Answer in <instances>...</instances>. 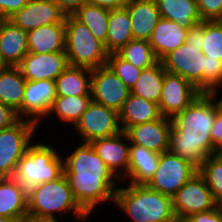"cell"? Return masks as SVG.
Segmentation results:
<instances>
[{
    "mask_svg": "<svg viewBox=\"0 0 222 222\" xmlns=\"http://www.w3.org/2000/svg\"><path fill=\"white\" fill-rule=\"evenodd\" d=\"M63 174L74 198L89 216L97 204L114 202L119 179L90 143L82 142L63 159Z\"/></svg>",
    "mask_w": 222,
    "mask_h": 222,
    "instance_id": "obj_1",
    "label": "cell"
},
{
    "mask_svg": "<svg viewBox=\"0 0 222 222\" xmlns=\"http://www.w3.org/2000/svg\"><path fill=\"white\" fill-rule=\"evenodd\" d=\"M218 108L213 95L202 92L172 118L169 151L199 169L214 151L210 131Z\"/></svg>",
    "mask_w": 222,
    "mask_h": 222,
    "instance_id": "obj_2",
    "label": "cell"
},
{
    "mask_svg": "<svg viewBox=\"0 0 222 222\" xmlns=\"http://www.w3.org/2000/svg\"><path fill=\"white\" fill-rule=\"evenodd\" d=\"M118 187L114 205L132 222H177L172 197L149 188L146 184Z\"/></svg>",
    "mask_w": 222,
    "mask_h": 222,
    "instance_id": "obj_3",
    "label": "cell"
},
{
    "mask_svg": "<svg viewBox=\"0 0 222 222\" xmlns=\"http://www.w3.org/2000/svg\"><path fill=\"white\" fill-rule=\"evenodd\" d=\"M72 212L75 218L86 221L89 215L79 206L62 174L58 179L34 185L28 189V215L54 218L58 212Z\"/></svg>",
    "mask_w": 222,
    "mask_h": 222,
    "instance_id": "obj_4",
    "label": "cell"
},
{
    "mask_svg": "<svg viewBox=\"0 0 222 222\" xmlns=\"http://www.w3.org/2000/svg\"><path fill=\"white\" fill-rule=\"evenodd\" d=\"M47 143H33L19 160L14 178L26 189L58 179L63 174V157Z\"/></svg>",
    "mask_w": 222,
    "mask_h": 222,
    "instance_id": "obj_5",
    "label": "cell"
},
{
    "mask_svg": "<svg viewBox=\"0 0 222 222\" xmlns=\"http://www.w3.org/2000/svg\"><path fill=\"white\" fill-rule=\"evenodd\" d=\"M65 36V52L70 66L94 70L106 65L109 53L104 43L73 15L66 16Z\"/></svg>",
    "mask_w": 222,
    "mask_h": 222,
    "instance_id": "obj_6",
    "label": "cell"
},
{
    "mask_svg": "<svg viewBox=\"0 0 222 222\" xmlns=\"http://www.w3.org/2000/svg\"><path fill=\"white\" fill-rule=\"evenodd\" d=\"M38 124L20 119L13 126L0 130V178L14 176L19 160L32 144Z\"/></svg>",
    "mask_w": 222,
    "mask_h": 222,
    "instance_id": "obj_7",
    "label": "cell"
},
{
    "mask_svg": "<svg viewBox=\"0 0 222 222\" xmlns=\"http://www.w3.org/2000/svg\"><path fill=\"white\" fill-rule=\"evenodd\" d=\"M197 172L194 165L168 150L160 154L158 167L146 185L173 197Z\"/></svg>",
    "mask_w": 222,
    "mask_h": 222,
    "instance_id": "obj_8",
    "label": "cell"
},
{
    "mask_svg": "<svg viewBox=\"0 0 222 222\" xmlns=\"http://www.w3.org/2000/svg\"><path fill=\"white\" fill-rule=\"evenodd\" d=\"M203 45L182 44L161 61L166 72L180 75L205 93V55Z\"/></svg>",
    "mask_w": 222,
    "mask_h": 222,
    "instance_id": "obj_9",
    "label": "cell"
},
{
    "mask_svg": "<svg viewBox=\"0 0 222 222\" xmlns=\"http://www.w3.org/2000/svg\"><path fill=\"white\" fill-rule=\"evenodd\" d=\"M173 211L177 221L190 215L215 209L218 204L213 198L203 176L197 172L172 197Z\"/></svg>",
    "mask_w": 222,
    "mask_h": 222,
    "instance_id": "obj_10",
    "label": "cell"
},
{
    "mask_svg": "<svg viewBox=\"0 0 222 222\" xmlns=\"http://www.w3.org/2000/svg\"><path fill=\"white\" fill-rule=\"evenodd\" d=\"M74 127L84 143L110 137L122 131L118 112L94 101Z\"/></svg>",
    "mask_w": 222,
    "mask_h": 222,
    "instance_id": "obj_11",
    "label": "cell"
},
{
    "mask_svg": "<svg viewBox=\"0 0 222 222\" xmlns=\"http://www.w3.org/2000/svg\"><path fill=\"white\" fill-rule=\"evenodd\" d=\"M202 92L180 75L165 72L159 110L163 117L174 118Z\"/></svg>",
    "mask_w": 222,
    "mask_h": 222,
    "instance_id": "obj_12",
    "label": "cell"
},
{
    "mask_svg": "<svg viewBox=\"0 0 222 222\" xmlns=\"http://www.w3.org/2000/svg\"><path fill=\"white\" fill-rule=\"evenodd\" d=\"M131 90L107 65L92 70V101L119 112Z\"/></svg>",
    "mask_w": 222,
    "mask_h": 222,
    "instance_id": "obj_13",
    "label": "cell"
},
{
    "mask_svg": "<svg viewBox=\"0 0 222 222\" xmlns=\"http://www.w3.org/2000/svg\"><path fill=\"white\" fill-rule=\"evenodd\" d=\"M56 95V82L52 80H26L21 105V119H29L38 125L48 113Z\"/></svg>",
    "mask_w": 222,
    "mask_h": 222,
    "instance_id": "obj_14",
    "label": "cell"
},
{
    "mask_svg": "<svg viewBox=\"0 0 222 222\" xmlns=\"http://www.w3.org/2000/svg\"><path fill=\"white\" fill-rule=\"evenodd\" d=\"M67 14L55 1L29 0L8 18L14 25L29 31L44 25L65 23Z\"/></svg>",
    "mask_w": 222,
    "mask_h": 222,
    "instance_id": "obj_15",
    "label": "cell"
},
{
    "mask_svg": "<svg viewBox=\"0 0 222 222\" xmlns=\"http://www.w3.org/2000/svg\"><path fill=\"white\" fill-rule=\"evenodd\" d=\"M90 144L113 174L118 179L120 177V182L123 180L124 184L129 168L130 151V142L125 131L122 130L113 136L93 140Z\"/></svg>",
    "mask_w": 222,
    "mask_h": 222,
    "instance_id": "obj_16",
    "label": "cell"
},
{
    "mask_svg": "<svg viewBox=\"0 0 222 222\" xmlns=\"http://www.w3.org/2000/svg\"><path fill=\"white\" fill-rule=\"evenodd\" d=\"M171 128L172 120L161 116L154 121L128 127L125 133L130 144L161 154L169 150Z\"/></svg>",
    "mask_w": 222,
    "mask_h": 222,
    "instance_id": "obj_17",
    "label": "cell"
},
{
    "mask_svg": "<svg viewBox=\"0 0 222 222\" xmlns=\"http://www.w3.org/2000/svg\"><path fill=\"white\" fill-rule=\"evenodd\" d=\"M68 66L66 52L44 54L28 52L18 65L23 77L29 81H55Z\"/></svg>",
    "mask_w": 222,
    "mask_h": 222,
    "instance_id": "obj_18",
    "label": "cell"
},
{
    "mask_svg": "<svg viewBox=\"0 0 222 222\" xmlns=\"http://www.w3.org/2000/svg\"><path fill=\"white\" fill-rule=\"evenodd\" d=\"M131 18L133 39L149 40L161 19L155 0H127L124 5Z\"/></svg>",
    "mask_w": 222,
    "mask_h": 222,
    "instance_id": "obj_19",
    "label": "cell"
},
{
    "mask_svg": "<svg viewBox=\"0 0 222 222\" xmlns=\"http://www.w3.org/2000/svg\"><path fill=\"white\" fill-rule=\"evenodd\" d=\"M28 214V189L14 177L0 178V216L21 221Z\"/></svg>",
    "mask_w": 222,
    "mask_h": 222,
    "instance_id": "obj_20",
    "label": "cell"
},
{
    "mask_svg": "<svg viewBox=\"0 0 222 222\" xmlns=\"http://www.w3.org/2000/svg\"><path fill=\"white\" fill-rule=\"evenodd\" d=\"M189 29L183 25L161 18L148 40L157 59L161 61L171 51L185 43Z\"/></svg>",
    "mask_w": 222,
    "mask_h": 222,
    "instance_id": "obj_21",
    "label": "cell"
},
{
    "mask_svg": "<svg viewBox=\"0 0 222 222\" xmlns=\"http://www.w3.org/2000/svg\"><path fill=\"white\" fill-rule=\"evenodd\" d=\"M27 31L4 19L0 24V55L7 66H18L28 53Z\"/></svg>",
    "mask_w": 222,
    "mask_h": 222,
    "instance_id": "obj_22",
    "label": "cell"
},
{
    "mask_svg": "<svg viewBox=\"0 0 222 222\" xmlns=\"http://www.w3.org/2000/svg\"><path fill=\"white\" fill-rule=\"evenodd\" d=\"M28 51L31 53L65 52V23L44 25L27 31Z\"/></svg>",
    "mask_w": 222,
    "mask_h": 222,
    "instance_id": "obj_23",
    "label": "cell"
},
{
    "mask_svg": "<svg viewBox=\"0 0 222 222\" xmlns=\"http://www.w3.org/2000/svg\"><path fill=\"white\" fill-rule=\"evenodd\" d=\"M118 114L120 127L123 131L128 127L151 122L162 116L158 104L134 94L128 96Z\"/></svg>",
    "mask_w": 222,
    "mask_h": 222,
    "instance_id": "obj_24",
    "label": "cell"
},
{
    "mask_svg": "<svg viewBox=\"0 0 222 222\" xmlns=\"http://www.w3.org/2000/svg\"><path fill=\"white\" fill-rule=\"evenodd\" d=\"M160 154L145 147L130 144L127 178L131 184H147L154 175Z\"/></svg>",
    "mask_w": 222,
    "mask_h": 222,
    "instance_id": "obj_25",
    "label": "cell"
},
{
    "mask_svg": "<svg viewBox=\"0 0 222 222\" xmlns=\"http://www.w3.org/2000/svg\"><path fill=\"white\" fill-rule=\"evenodd\" d=\"M26 79L18 66L0 70V102L12 107L21 118V105Z\"/></svg>",
    "mask_w": 222,
    "mask_h": 222,
    "instance_id": "obj_26",
    "label": "cell"
},
{
    "mask_svg": "<svg viewBox=\"0 0 222 222\" xmlns=\"http://www.w3.org/2000/svg\"><path fill=\"white\" fill-rule=\"evenodd\" d=\"M92 70L68 66L55 80L57 96L91 95Z\"/></svg>",
    "mask_w": 222,
    "mask_h": 222,
    "instance_id": "obj_27",
    "label": "cell"
},
{
    "mask_svg": "<svg viewBox=\"0 0 222 222\" xmlns=\"http://www.w3.org/2000/svg\"><path fill=\"white\" fill-rule=\"evenodd\" d=\"M107 52L117 53L133 39L131 18L125 6L111 9L108 16Z\"/></svg>",
    "mask_w": 222,
    "mask_h": 222,
    "instance_id": "obj_28",
    "label": "cell"
},
{
    "mask_svg": "<svg viewBox=\"0 0 222 222\" xmlns=\"http://www.w3.org/2000/svg\"><path fill=\"white\" fill-rule=\"evenodd\" d=\"M161 18L190 28L202 21L196 0H155Z\"/></svg>",
    "mask_w": 222,
    "mask_h": 222,
    "instance_id": "obj_29",
    "label": "cell"
},
{
    "mask_svg": "<svg viewBox=\"0 0 222 222\" xmlns=\"http://www.w3.org/2000/svg\"><path fill=\"white\" fill-rule=\"evenodd\" d=\"M165 72L162 61L143 69L139 79L131 89V94L159 105Z\"/></svg>",
    "mask_w": 222,
    "mask_h": 222,
    "instance_id": "obj_30",
    "label": "cell"
},
{
    "mask_svg": "<svg viewBox=\"0 0 222 222\" xmlns=\"http://www.w3.org/2000/svg\"><path fill=\"white\" fill-rule=\"evenodd\" d=\"M91 102L92 95H80L74 97L57 96L54 99L48 116L55 114L62 123L65 122L75 126Z\"/></svg>",
    "mask_w": 222,
    "mask_h": 222,
    "instance_id": "obj_31",
    "label": "cell"
},
{
    "mask_svg": "<svg viewBox=\"0 0 222 222\" xmlns=\"http://www.w3.org/2000/svg\"><path fill=\"white\" fill-rule=\"evenodd\" d=\"M109 9L99 5L84 3L73 16L85 24L95 38L104 43L107 51Z\"/></svg>",
    "mask_w": 222,
    "mask_h": 222,
    "instance_id": "obj_32",
    "label": "cell"
},
{
    "mask_svg": "<svg viewBox=\"0 0 222 222\" xmlns=\"http://www.w3.org/2000/svg\"><path fill=\"white\" fill-rule=\"evenodd\" d=\"M117 54L142 70L159 61L147 40L132 39Z\"/></svg>",
    "mask_w": 222,
    "mask_h": 222,
    "instance_id": "obj_33",
    "label": "cell"
},
{
    "mask_svg": "<svg viewBox=\"0 0 222 222\" xmlns=\"http://www.w3.org/2000/svg\"><path fill=\"white\" fill-rule=\"evenodd\" d=\"M198 172L205 179L214 200L220 206L222 204V162L210 155L203 161Z\"/></svg>",
    "mask_w": 222,
    "mask_h": 222,
    "instance_id": "obj_34",
    "label": "cell"
},
{
    "mask_svg": "<svg viewBox=\"0 0 222 222\" xmlns=\"http://www.w3.org/2000/svg\"><path fill=\"white\" fill-rule=\"evenodd\" d=\"M202 53L222 61V20L204 21Z\"/></svg>",
    "mask_w": 222,
    "mask_h": 222,
    "instance_id": "obj_35",
    "label": "cell"
},
{
    "mask_svg": "<svg viewBox=\"0 0 222 222\" xmlns=\"http://www.w3.org/2000/svg\"><path fill=\"white\" fill-rule=\"evenodd\" d=\"M106 65L131 90L141 75L142 69L121 58L117 53H110Z\"/></svg>",
    "mask_w": 222,
    "mask_h": 222,
    "instance_id": "obj_36",
    "label": "cell"
},
{
    "mask_svg": "<svg viewBox=\"0 0 222 222\" xmlns=\"http://www.w3.org/2000/svg\"><path fill=\"white\" fill-rule=\"evenodd\" d=\"M222 87V61L205 56V93Z\"/></svg>",
    "mask_w": 222,
    "mask_h": 222,
    "instance_id": "obj_37",
    "label": "cell"
},
{
    "mask_svg": "<svg viewBox=\"0 0 222 222\" xmlns=\"http://www.w3.org/2000/svg\"><path fill=\"white\" fill-rule=\"evenodd\" d=\"M202 21L222 20V0H196Z\"/></svg>",
    "mask_w": 222,
    "mask_h": 222,
    "instance_id": "obj_38",
    "label": "cell"
},
{
    "mask_svg": "<svg viewBox=\"0 0 222 222\" xmlns=\"http://www.w3.org/2000/svg\"><path fill=\"white\" fill-rule=\"evenodd\" d=\"M183 222H222V209L218 205L215 209L194 213Z\"/></svg>",
    "mask_w": 222,
    "mask_h": 222,
    "instance_id": "obj_39",
    "label": "cell"
},
{
    "mask_svg": "<svg viewBox=\"0 0 222 222\" xmlns=\"http://www.w3.org/2000/svg\"><path fill=\"white\" fill-rule=\"evenodd\" d=\"M20 119L12 107L0 102V130L13 126Z\"/></svg>",
    "mask_w": 222,
    "mask_h": 222,
    "instance_id": "obj_40",
    "label": "cell"
},
{
    "mask_svg": "<svg viewBox=\"0 0 222 222\" xmlns=\"http://www.w3.org/2000/svg\"><path fill=\"white\" fill-rule=\"evenodd\" d=\"M29 0H0V14L8 19L15 12L21 10Z\"/></svg>",
    "mask_w": 222,
    "mask_h": 222,
    "instance_id": "obj_41",
    "label": "cell"
},
{
    "mask_svg": "<svg viewBox=\"0 0 222 222\" xmlns=\"http://www.w3.org/2000/svg\"><path fill=\"white\" fill-rule=\"evenodd\" d=\"M204 40V21L189 28L186 44L203 45Z\"/></svg>",
    "mask_w": 222,
    "mask_h": 222,
    "instance_id": "obj_42",
    "label": "cell"
},
{
    "mask_svg": "<svg viewBox=\"0 0 222 222\" xmlns=\"http://www.w3.org/2000/svg\"><path fill=\"white\" fill-rule=\"evenodd\" d=\"M211 138L213 146L222 142V111L218 108L213 125L211 126Z\"/></svg>",
    "mask_w": 222,
    "mask_h": 222,
    "instance_id": "obj_43",
    "label": "cell"
},
{
    "mask_svg": "<svg viewBox=\"0 0 222 222\" xmlns=\"http://www.w3.org/2000/svg\"><path fill=\"white\" fill-rule=\"evenodd\" d=\"M67 15H73L84 3L85 0H54Z\"/></svg>",
    "mask_w": 222,
    "mask_h": 222,
    "instance_id": "obj_44",
    "label": "cell"
},
{
    "mask_svg": "<svg viewBox=\"0 0 222 222\" xmlns=\"http://www.w3.org/2000/svg\"><path fill=\"white\" fill-rule=\"evenodd\" d=\"M88 4L99 5L100 7L111 9H118L125 5L126 0H85Z\"/></svg>",
    "mask_w": 222,
    "mask_h": 222,
    "instance_id": "obj_45",
    "label": "cell"
},
{
    "mask_svg": "<svg viewBox=\"0 0 222 222\" xmlns=\"http://www.w3.org/2000/svg\"><path fill=\"white\" fill-rule=\"evenodd\" d=\"M22 222H59L58 217L57 218H39L34 217L31 215H26L22 220Z\"/></svg>",
    "mask_w": 222,
    "mask_h": 222,
    "instance_id": "obj_46",
    "label": "cell"
},
{
    "mask_svg": "<svg viewBox=\"0 0 222 222\" xmlns=\"http://www.w3.org/2000/svg\"><path fill=\"white\" fill-rule=\"evenodd\" d=\"M212 156L222 162V142L214 146Z\"/></svg>",
    "mask_w": 222,
    "mask_h": 222,
    "instance_id": "obj_47",
    "label": "cell"
},
{
    "mask_svg": "<svg viewBox=\"0 0 222 222\" xmlns=\"http://www.w3.org/2000/svg\"><path fill=\"white\" fill-rule=\"evenodd\" d=\"M217 92H218V90L216 89V90H214V91H212L210 93L213 95V97L215 98L216 102L218 103L219 109L222 111V96H221V98L219 97V99H216V94H218Z\"/></svg>",
    "mask_w": 222,
    "mask_h": 222,
    "instance_id": "obj_48",
    "label": "cell"
},
{
    "mask_svg": "<svg viewBox=\"0 0 222 222\" xmlns=\"http://www.w3.org/2000/svg\"><path fill=\"white\" fill-rule=\"evenodd\" d=\"M0 222H16L14 219L0 216Z\"/></svg>",
    "mask_w": 222,
    "mask_h": 222,
    "instance_id": "obj_49",
    "label": "cell"
},
{
    "mask_svg": "<svg viewBox=\"0 0 222 222\" xmlns=\"http://www.w3.org/2000/svg\"><path fill=\"white\" fill-rule=\"evenodd\" d=\"M7 67L5 62L2 60L1 55H0V70H3Z\"/></svg>",
    "mask_w": 222,
    "mask_h": 222,
    "instance_id": "obj_50",
    "label": "cell"
},
{
    "mask_svg": "<svg viewBox=\"0 0 222 222\" xmlns=\"http://www.w3.org/2000/svg\"><path fill=\"white\" fill-rule=\"evenodd\" d=\"M4 20V18L1 16V14H0V24H1V22Z\"/></svg>",
    "mask_w": 222,
    "mask_h": 222,
    "instance_id": "obj_51",
    "label": "cell"
}]
</instances>
